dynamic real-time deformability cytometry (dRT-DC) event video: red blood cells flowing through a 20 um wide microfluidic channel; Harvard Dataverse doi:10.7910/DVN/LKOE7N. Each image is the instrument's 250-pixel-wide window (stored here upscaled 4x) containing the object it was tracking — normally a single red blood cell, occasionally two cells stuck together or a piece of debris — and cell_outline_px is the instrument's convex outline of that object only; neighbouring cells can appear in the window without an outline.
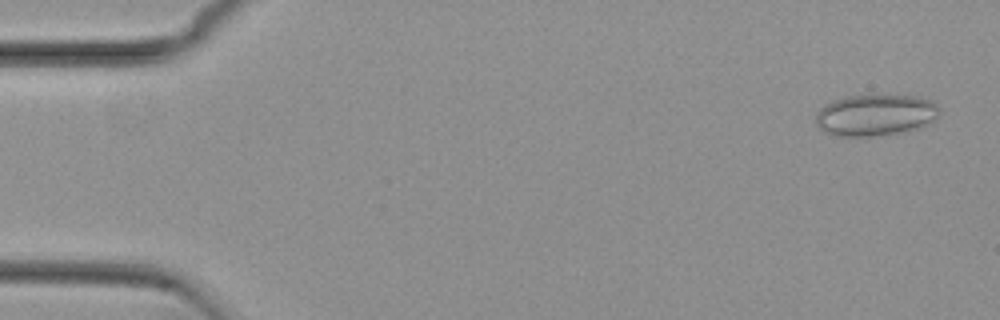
{"species": "common noctule bat (a hibernating species)", "species_latin": "Nyctalus noctula", "temperature_condition": "cold", "stored_images_in_passage": 54, "camera_frame_rate_fps": 3000, "um_per_image_px": 0.085, "animal": {"sex": "female", "body_mass_g": 29.2, "forearm_length_mm": 56.3}, "frame": {"image": 1, "passage_image": 2, "time_ms": 0.333, "image_size_px": [1000, 320], "cell_outline_px": [[940, 112], [932, 120], [920, 128], [908, 132], [872, 136], [836, 136], [824, 132], [816, 124], [816, 116], [820, 108], [832, 100], [844, 96], [916, 96], [932, 100], [940, 108]], "centroid_in_image_um": [74.41, 9.79], "position_along_channel_um": 10.6, "area_um2": 29.94}}
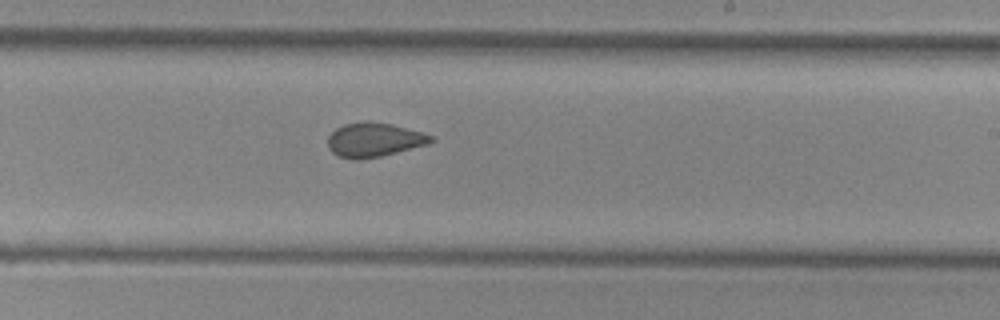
{"frame": {"image": 2, "passage_image": 32, "time_ms": 10.333, "image_size_px": [1000, 320], "cell_outline_px": [[436, 140], [428, 144], [380, 156], [360, 160], [356, 160], [336, 156], [328, 148], [328, 136], [336, 128], [344, 124], [364, 120], [368, 120], [392, 124], [420, 132], [432, 136]], "centroid_in_image_um": [31.76, 11.88], "position_along_channel_um": 257.2, "area_um2": 20.63}}
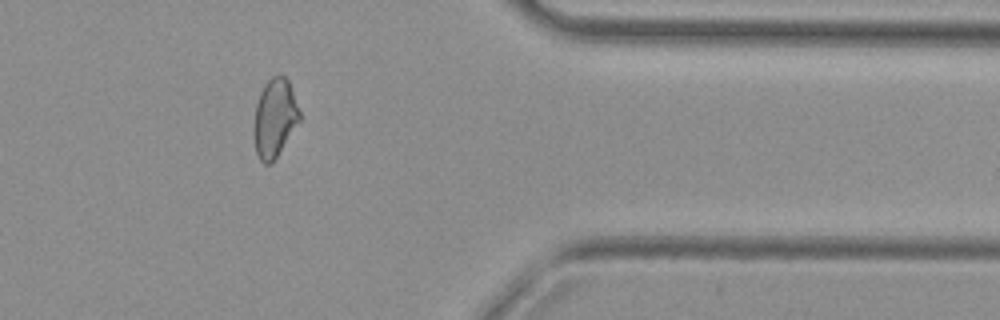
{"frame": {"image": 3, "passage_image": 44, "time_ms": 14.333, "image_size_px": [1000, 320], "cell_outline_px": [[300, 120], [272, 164], [264, 164], [260, 160], [256, 152], [252, 132], [256, 104], [260, 92], [264, 84], [276, 72], [280, 72], [288, 80], [300, 112]], "centroid_in_image_um": [23.32, 10.02], "position_along_channel_um": 388.1, "area_um2": 21.15}, "authors_computed_cell_mechanics": {"area_um2": 21.5016, "velocity_mm_per_s": 3.7621, "shape_relaxation_time_tau1_ms": null, "shape_relaxation_time_tau2_ms": 1.887, "deformation_change_tau1": null, "deformation_change_tau2": 0.0551}}